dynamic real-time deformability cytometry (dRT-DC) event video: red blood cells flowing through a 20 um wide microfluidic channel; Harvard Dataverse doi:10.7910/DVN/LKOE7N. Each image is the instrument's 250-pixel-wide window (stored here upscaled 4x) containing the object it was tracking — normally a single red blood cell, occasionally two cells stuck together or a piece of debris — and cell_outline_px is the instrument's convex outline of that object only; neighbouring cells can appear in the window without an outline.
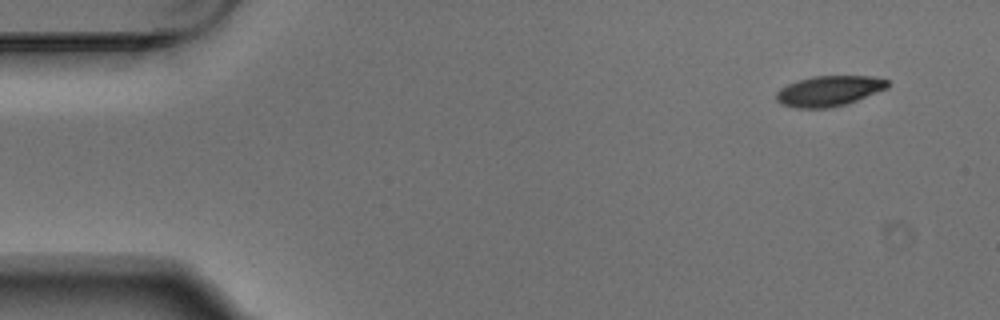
{"species": "Egyptian fruit bat (a non-hibernating species)", "species_latin": "Rousettus aegyptiacus", "temperature_condition": "warm", "stored_images_in_passage": 5, "camera_frame_rate_fps": 3000, "um_per_image_px": 0.085, "animal": {"sex": "male"}, "frame": {"image": 1, "passage_image": 1, "time_ms": 0.0, "image_size_px": [1000, 320], "cell_outline_px": [[888, 88], [848, 104], [828, 108], [796, 108], [780, 104], [776, 100], [776, 92], [780, 88], [796, 80], [812, 76], [876, 76], [888, 80]], "centroid_in_image_um": [70.46, 7.73], "position_along_channel_um": 14.5, "area_um2": 20.0}}
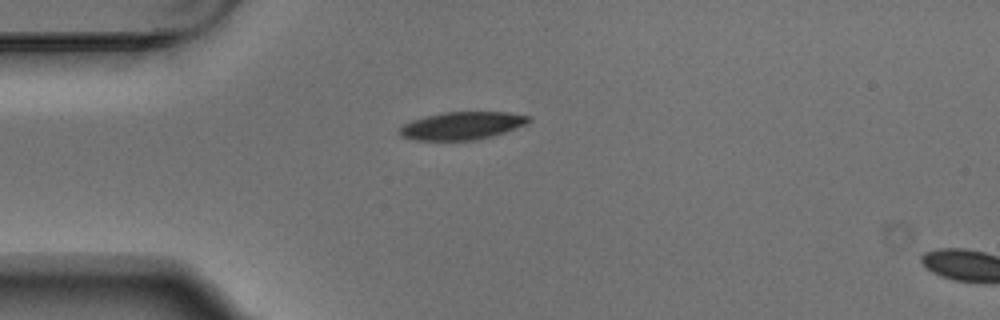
{"frame": {"image": 2, "passage_image": 4, "time_ms": 1.0, "image_size_px": [1000, 320], "cell_outline_px": [[532, 120], [528, 124], [492, 136], [476, 140], [412, 140], [400, 136], [396, 132], [404, 124], [412, 120], [424, 116], [444, 112], [508, 112], [532, 116]], "centroid_in_image_um": [39.27, 10.68], "position_along_channel_um": 45.7, "area_um2": 21.15}}